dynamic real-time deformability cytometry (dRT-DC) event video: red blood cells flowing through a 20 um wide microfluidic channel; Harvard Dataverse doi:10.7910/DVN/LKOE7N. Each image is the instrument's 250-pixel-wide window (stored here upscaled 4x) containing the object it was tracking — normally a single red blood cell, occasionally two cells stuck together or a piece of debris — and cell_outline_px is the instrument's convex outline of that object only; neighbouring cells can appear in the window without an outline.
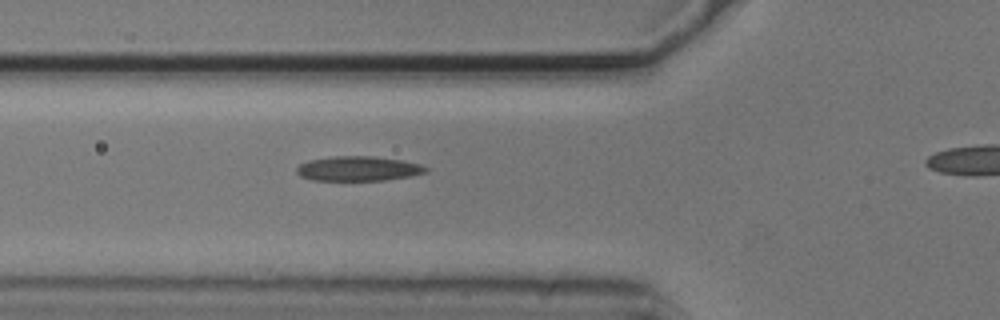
{"species": "common noctule bat (a hibernating species)", "species_latin": "Nyctalus noctula", "temperature_condition": "cold", "stored_images_in_passage": 31, "camera_frame_rate_fps": 3000, "um_per_image_px": 0.085, "animal": {"sex": "male", "body_mass_g": 20.5, "forearm_length_mm": 52.5}, "frame": {"image": 1, "passage_image": 3, "time_ms": 0.667, "image_size_px": [1000, 320], "cell_outline_px": [[428, 172], [412, 176], [384, 180], [312, 180], [300, 176], [296, 172], [296, 168], [300, 164], [308, 160], [332, 156], [376, 156], [404, 160], [420, 164], [428, 168]], "centroid_in_image_um": [30.47, 14.32], "position_along_channel_um": 95.3, "area_um2": 18.79}}
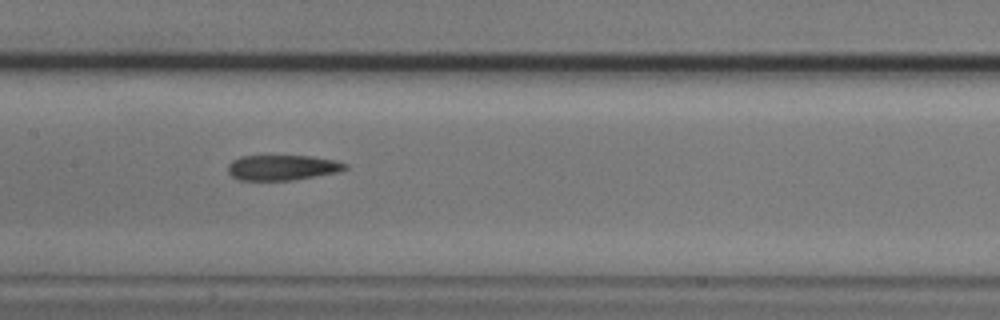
{"frame": {"image": 2, "passage_image": 10, "time_ms": 3.0, "image_size_px": [1000, 320], "cell_outline_px": [[348, 168], [340, 172], [292, 180], [240, 180], [232, 176], [228, 172], [228, 164], [232, 160], [240, 156], [312, 156], [336, 160], [348, 164]], "centroid_in_image_um": [24.03, 14.24], "position_along_channel_um": 183.4, "area_um2": 17.4}}
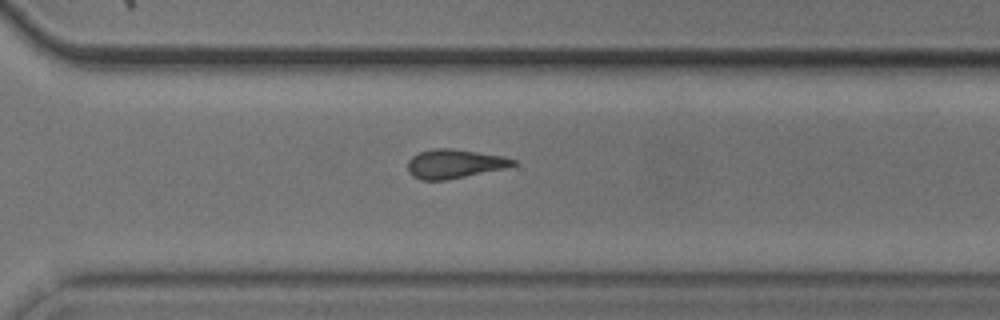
{"frame": {"image": 3, "passage_image": 22, "time_ms": 7.0, "image_size_px": [1000, 320], "cell_outline_px": [[520, 164], [508, 168], [444, 180], [420, 180], [412, 176], [408, 172], [408, 160], [412, 156], [420, 152], [436, 148], [452, 148], [504, 156], [516, 160]], "centroid_in_image_um": [38.67, 13.92], "position_along_channel_um": 331.9, "area_um2": 17.98}, "authors_computed_cell_mechanics": {"area_um2": 18.0336, "velocity_mm_per_s": 3.7332, "shape_relaxation_time_tau1_ms": null, "shape_relaxation_time_tau2_ms": 5.3495, "deformation_change_tau1": null, "deformation_change_tau2": 0.1424}}